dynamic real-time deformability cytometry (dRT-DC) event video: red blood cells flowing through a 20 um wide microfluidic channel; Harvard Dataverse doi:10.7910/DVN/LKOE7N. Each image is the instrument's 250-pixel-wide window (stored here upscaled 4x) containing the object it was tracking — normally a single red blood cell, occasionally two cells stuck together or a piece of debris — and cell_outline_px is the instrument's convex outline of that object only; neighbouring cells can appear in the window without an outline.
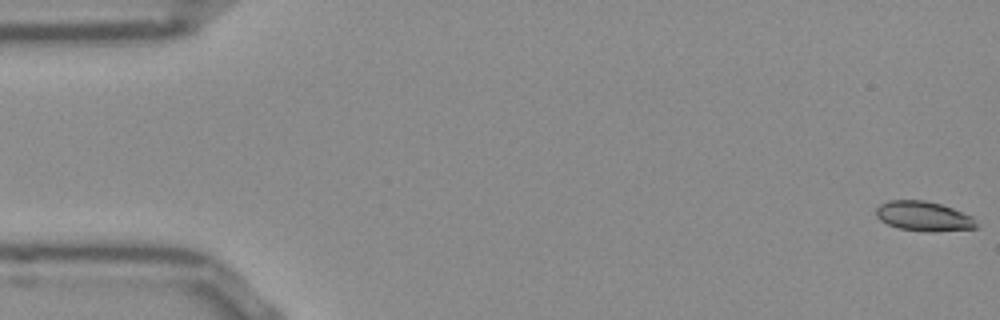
{"species": "Egyptian fruit bat (a non-hibernating species)", "species_latin": "Rousettus aegyptiacus", "temperature_condition": "room temperature", "stored_images_in_passage": 53, "camera_frame_rate_fps": 3000, "um_per_image_px": 0.085, "frame": {"image": 1, "passage_image": 1, "time_ms": 0.0, "image_size_px": [1000, 320], "cell_outline_px": [[976, 228], [936, 232], [928, 232], [900, 228], [888, 224], [880, 220], [876, 216], [876, 208], [880, 204], [888, 200], [924, 200], [940, 204], [952, 208], [972, 216], [976, 224]], "centroid_in_image_um": [78.49, 18.38], "position_along_channel_um": 6.5, "area_um2": 17.28}}
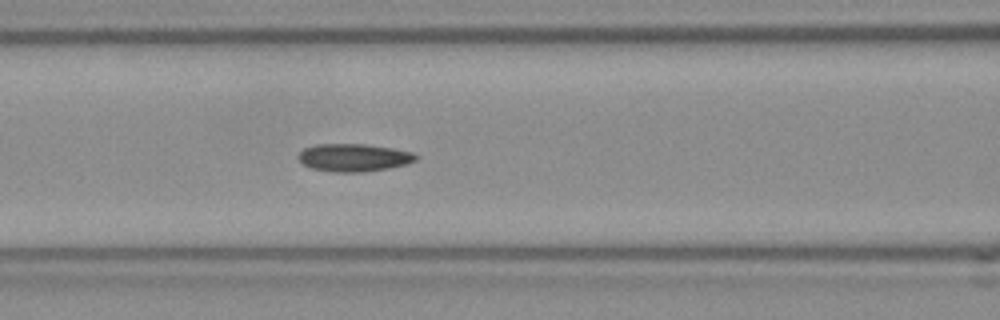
{"frame": {"image": 2, "passage_image": 22, "time_ms": 7.0, "image_size_px": [1000, 320], "cell_outline_px": [[420, 156], [416, 160], [408, 164], [388, 168], [360, 172], [332, 172], [312, 168], [304, 164], [296, 156], [304, 148], [316, 144], [364, 144], [392, 148], [412, 152]], "centroid_in_image_um": [30.08, 13.39], "position_along_channel_um": 136.5, "area_um2": 19.02}}
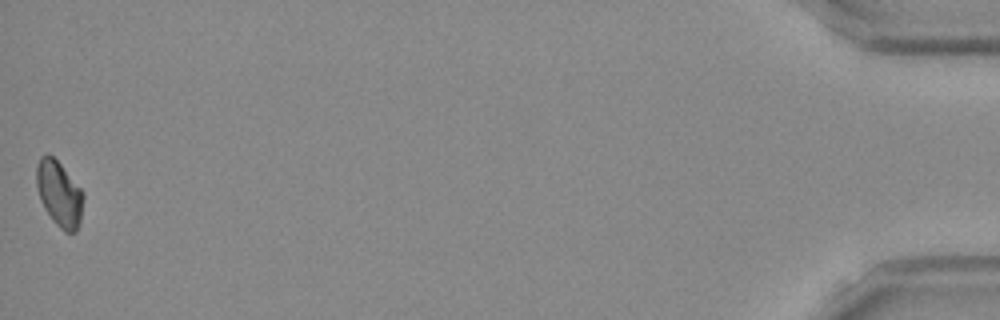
{"frame": {"image": 3, "passage_image": 53, "time_ms": 17.333, "image_size_px": [1000, 320], "cell_outline_px": [[84, 196], [80, 224], [76, 232], [64, 232], [52, 220], [44, 208], [40, 200], [36, 184], [36, 168], [40, 156], [48, 152], [60, 164], [80, 188]], "centroid_in_image_um": [5.02, 16.48], "position_along_channel_um": 430.2, "area_um2": 17.92}, "authors_computed_cell_mechanics": {"area_um2": 18.0914, "velocity_mm_per_s": 3.8374, "shape_relaxation_time_tau1_ms": 5.1324, "shape_relaxation_time_tau2_ms": 3.6651, "deformation_change_tau1": 0.1136, "deformation_change_tau2": 0.0704}}